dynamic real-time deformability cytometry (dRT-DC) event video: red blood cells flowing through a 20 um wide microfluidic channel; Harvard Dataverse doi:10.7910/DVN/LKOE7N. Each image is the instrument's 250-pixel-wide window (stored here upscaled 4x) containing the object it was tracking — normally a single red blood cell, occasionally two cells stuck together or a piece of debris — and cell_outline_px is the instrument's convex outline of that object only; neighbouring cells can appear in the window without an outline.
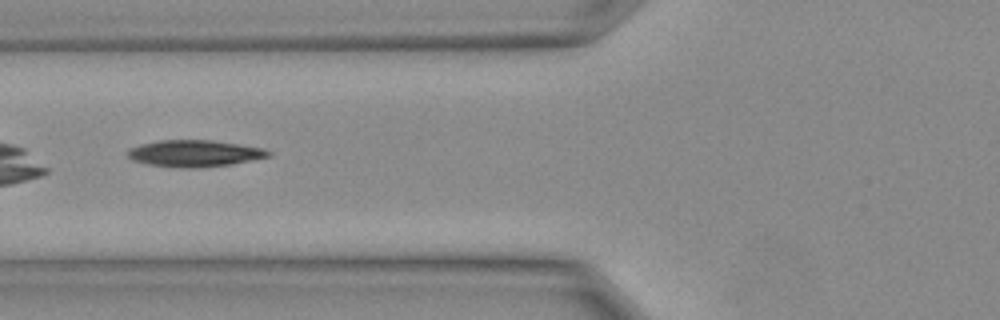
{"species": "Egyptian fruit bat (a non-hibernating species)", "species_latin": "Rousettus aegyptiacus", "temperature_condition": "warm", "stored_images_in_passage": 29, "camera_frame_rate_fps": 3000, "um_per_image_px": 0.085, "animal": {"sex": "female"}, "frame": {"image": 1, "passage_image": 13, "time_ms": 4.0, "image_size_px": [1000, 320], "cell_outline_px": [[272, 156], [232, 164], [200, 168], [184, 168], [148, 164], [132, 160], [128, 156], [128, 152], [132, 148], [140, 144], [160, 140], [212, 140], [240, 144], [264, 148], [272, 152]], "centroid_in_image_um": [16.6, 13.04], "position_along_channel_um": 109.2, "area_um2": 21.91}}
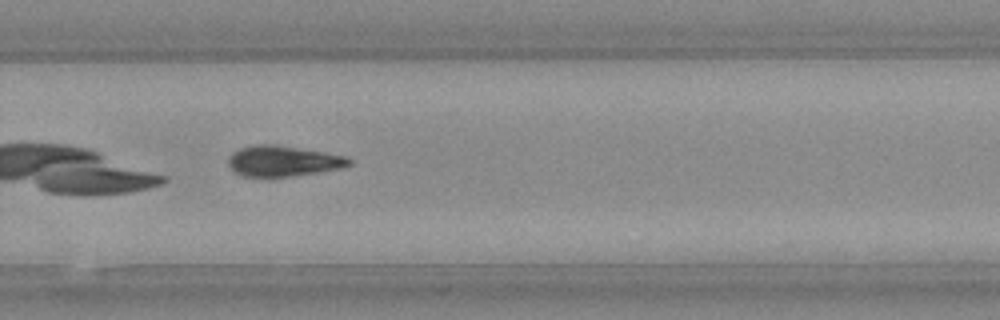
{"frame": {"image": 2, "passage_image": 21, "time_ms": 6.667, "image_size_px": [1000, 320], "cell_outline_px": [[352, 164], [340, 168], [316, 172], [288, 176], [244, 176], [236, 172], [228, 164], [228, 156], [232, 152], [240, 148], [256, 144], [272, 144], [324, 152], [348, 156], [352, 160]], "centroid_in_image_um": [24.06, 13.67], "position_along_channel_um": 305.7, "area_um2": 21.27}}